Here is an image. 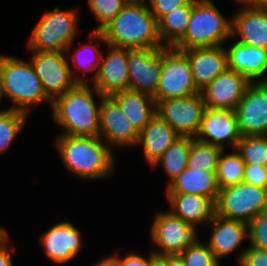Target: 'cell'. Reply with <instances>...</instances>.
Wrapping results in <instances>:
<instances>
[{"label":"cell","instance_id":"13","mask_svg":"<svg viewBox=\"0 0 267 266\" xmlns=\"http://www.w3.org/2000/svg\"><path fill=\"white\" fill-rule=\"evenodd\" d=\"M129 90L155 97L162 69V48L128 49Z\"/></svg>","mask_w":267,"mask_h":266},{"label":"cell","instance_id":"44","mask_svg":"<svg viewBox=\"0 0 267 266\" xmlns=\"http://www.w3.org/2000/svg\"><path fill=\"white\" fill-rule=\"evenodd\" d=\"M94 266H119V263L115 257L109 256Z\"/></svg>","mask_w":267,"mask_h":266},{"label":"cell","instance_id":"20","mask_svg":"<svg viewBox=\"0 0 267 266\" xmlns=\"http://www.w3.org/2000/svg\"><path fill=\"white\" fill-rule=\"evenodd\" d=\"M232 37L238 42L267 50V8L247 6L231 20Z\"/></svg>","mask_w":267,"mask_h":266},{"label":"cell","instance_id":"42","mask_svg":"<svg viewBox=\"0 0 267 266\" xmlns=\"http://www.w3.org/2000/svg\"><path fill=\"white\" fill-rule=\"evenodd\" d=\"M160 259L166 266H186L180 255H167Z\"/></svg>","mask_w":267,"mask_h":266},{"label":"cell","instance_id":"38","mask_svg":"<svg viewBox=\"0 0 267 266\" xmlns=\"http://www.w3.org/2000/svg\"><path fill=\"white\" fill-rule=\"evenodd\" d=\"M241 266H267V251L249 247L239 255Z\"/></svg>","mask_w":267,"mask_h":266},{"label":"cell","instance_id":"47","mask_svg":"<svg viewBox=\"0 0 267 266\" xmlns=\"http://www.w3.org/2000/svg\"><path fill=\"white\" fill-rule=\"evenodd\" d=\"M129 1H146V0H129Z\"/></svg>","mask_w":267,"mask_h":266},{"label":"cell","instance_id":"26","mask_svg":"<svg viewBox=\"0 0 267 266\" xmlns=\"http://www.w3.org/2000/svg\"><path fill=\"white\" fill-rule=\"evenodd\" d=\"M110 97L139 133L156 114V102L153 97L146 94L126 90L114 93Z\"/></svg>","mask_w":267,"mask_h":266},{"label":"cell","instance_id":"8","mask_svg":"<svg viewBox=\"0 0 267 266\" xmlns=\"http://www.w3.org/2000/svg\"><path fill=\"white\" fill-rule=\"evenodd\" d=\"M200 93L195 86L187 56L173 47L162 48V69L154 97L156 104L171 98Z\"/></svg>","mask_w":267,"mask_h":266},{"label":"cell","instance_id":"10","mask_svg":"<svg viewBox=\"0 0 267 266\" xmlns=\"http://www.w3.org/2000/svg\"><path fill=\"white\" fill-rule=\"evenodd\" d=\"M205 109L201 92L184 98L166 99L156 104V113L179 136L193 138L199 132Z\"/></svg>","mask_w":267,"mask_h":266},{"label":"cell","instance_id":"45","mask_svg":"<svg viewBox=\"0 0 267 266\" xmlns=\"http://www.w3.org/2000/svg\"><path fill=\"white\" fill-rule=\"evenodd\" d=\"M8 241V237L6 235V231L0 227V246Z\"/></svg>","mask_w":267,"mask_h":266},{"label":"cell","instance_id":"22","mask_svg":"<svg viewBox=\"0 0 267 266\" xmlns=\"http://www.w3.org/2000/svg\"><path fill=\"white\" fill-rule=\"evenodd\" d=\"M213 232L208 247L214 253L216 260L229 255L240 245L248 235V224L240 221L224 219L214 215Z\"/></svg>","mask_w":267,"mask_h":266},{"label":"cell","instance_id":"24","mask_svg":"<svg viewBox=\"0 0 267 266\" xmlns=\"http://www.w3.org/2000/svg\"><path fill=\"white\" fill-rule=\"evenodd\" d=\"M226 52L229 69L244 75L251 83L267 71V50L237 41Z\"/></svg>","mask_w":267,"mask_h":266},{"label":"cell","instance_id":"28","mask_svg":"<svg viewBox=\"0 0 267 266\" xmlns=\"http://www.w3.org/2000/svg\"><path fill=\"white\" fill-rule=\"evenodd\" d=\"M190 148L191 137L180 136L153 165L160 163L164 167L170 179L169 184L187 168Z\"/></svg>","mask_w":267,"mask_h":266},{"label":"cell","instance_id":"41","mask_svg":"<svg viewBox=\"0 0 267 266\" xmlns=\"http://www.w3.org/2000/svg\"><path fill=\"white\" fill-rule=\"evenodd\" d=\"M6 242L0 246V266H13L11 262L10 249L7 247Z\"/></svg>","mask_w":267,"mask_h":266},{"label":"cell","instance_id":"18","mask_svg":"<svg viewBox=\"0 0 267 266\" xmlns=\"http://www.w3.org/2000/svg\"><path fill=\"white\" fill-rule=\"evenodd\" d=\"M182 52L188 58L194 83L199 92L229 69L227 52L221 46L187 49Z\"/></svg>","mask_w":267,"mask_h":266},{"label":"cell","instance_id":"11","mask_svg":"<svg viewBox=\"0 0 267 266\" xmlns=\"http://www.w3.org/2000/svg\"><path fill=\"white\" fill-rule=\"evenodd\" d=\"M195 226L188 225L181 218L175 217L170 211L161 212L155 217L151 236L162 252L153 253L162 258L167 255H180L187 247L197 244Z\"/></svg>","mask_w":267,"mask_h":266},{"label":"cell","instance_id":"43","mask_svg":"<svg viewBox=\"0 0 267 266\" xmlns=\"http://www.w3.org/2000/svg\"><path fill=\"white\" fill-rule=\"evenodd\" d=\"M247 6L267 8V0H239Z\"/></svg>","mask_w":267,"mask_h":266},{"label":"cell","instance_id":"3","mask_svg":"<svg viewBox=\"0 0 267 266\" xmlns=\"http://www.w3.org/2000/svg\"><path fill=\"white\" fill-rule=\"evenodd\" d=\"M57 139L58 152L66 168L80 178H104L112 171L113 153L100 137L61 135Z\"/></svg>","mask_w":267,"mask_h":266},{"label":"cell","instance_id":"7","mask_svg":"<svg viewBox=\"0 0 267 266\" xmlns=\"http://www.w3.org/2000/svg\"><path fill=\"white\" fill-rule=\"evenodd\" d=\"M266 210L267 189L244 182L220 189L215 202V215L246 224Z\"/></svg>","mask_w":267,"mask_h":266},{"label":"cell","instance_id":"39","mask_svg":"<svg viewBox=\"0 0 267 266\" xmlns=\"http://www.w3.org/2000/svg\"><path fill=\"white\" fill-rule=\"evenodd\" d=\"M85 50V51H84ZM86 50H88V52H90V51H93L94 53L93 54H96V55H92V57L93 58H89V59H85V58H78L79 56H81L80 54L81 53H84V52H86ZM90 50V51H89ZM83 51V52H82ZM80 53V54H79ZM76 55H75V58L74 59H72V62L75 64V63H81V61L83 62V64L85 63V60H86V63H87V65H86V63H85V65H84V69L87 71V70H94V69H96L97 68V70H96V72H95V74H94V79L96 78V75H97V71H98V68H99V65H100V62H101V55H100V52L98 51V49L96 48V45L94 46V45H90V44H87V45H85V46H83V47H81L80 49H79V51H77L76 53H75ZM92 54V53H91ZM82 55H84V54H82ZM90 57V56H89ZM79 60H81V61H79ZM78 61V62H77ZM81 66V65H80ZM83 67V66H82Z\"/></svg>","mask_w":267,"mask_h":266},{"label":"cell","instance_id":"1","mask_svg":"<svg viewBox=\"0 0 267 266\" xmlns=\"http://www.w3.org/2000/svg\"><path fill=\"white\" fill-rule=\"evenodd\" d=\"M96 40L127 49H160L158 24L144 1H128L123 9L99 32Z\"/></svg>","mask_w":267,"mask_h":266},{"label":"cell","instance_id":"32","mask_svg":"<svg viewBox=\"0 0 267 266\" xmlns=\"http://www.w3.org/2000/svg\"><path fill=\"white\" fill-rule=\"evenodd\" d=\"M27 115L11 108L0 111V153L10 147L9 145L24 126Z\"/></svg>","mask_w":267,"mask_h":266},{"label":"cell","instance_id":"2","mask_svg":"<svg viewBox=\"0 0 267 266\" xmlns=\"http://www.w3.org/2000/svg\"><path fill=\"white\" fill-rule=\"evenodd\" d=\"M53 118L66 136L99 137L100 105L97 107L89 84H77L52 102Z\"/></svg>","mask_w":267,"mask_h":266},{"label":"cell","instance_id":"16","mask_svg":"<svg viewBox=\"0 0 267 266\" xmlns=\"http://www.w3.org/2000/svg\"><path fill=\"white\" fill-rule=\"evenodd\" d=\"M195 139L223 150V143L227 141L236 148L241 134L235 111L206 108Z\"/></svg>","mask_w":267,"mask_h":266},{"label":"cell","instance_id":"35","mask_svg":"<svg viewBox=\"0 0 267 266\" xmlns=\"http://www.w3.org/2000/svg\"><path fill=\"white\" fill-rule=\"evenodd\" d=\"M250 247L267 251V210L259 213L248 224Z\"/></svg>","mask_w":267,"mask_h":266},{"label":"cell","instance_id":"27","mask_svg":"<svg viewBox=\"0 0 267 266\" xmlns=\"http://www.w3.org/2000/svg\"><path fill=\"white\" fill-rule=\"evenodd\" d=\"M193 8V0L164 15L158 22V35L166 47H173L185 34Z\"/></svg>","mask_w":267,"mask_h":266},{"label":"cell","instance_id":"12","mask_svg":"<svg viewBox=\"0 0 267 266\" xmlns=\"http://www.w3.org/2000/svg\"><path fill=\"white\" fill-rule=\"evenodd\" d=\"M235 113L241 136L267 135V79L247 86Z\"/></svg>","mask_w":267,"mask_h":266},{"label":"cell","instance_id":"40","mask_svg":"<svg viewBox=\"0 0 267 266\" xmlns=\"http://www.w3.org/2000/svg\"><path fill=\"white\" fill-rule=\"evenodd\" d=\"M119 266H151L158 257L152 252L149 258H143L140 255L128 254L123 260L115 257Z\"/></svg>","mask_w":267,"mask_h":266},{"label":"cell","instance_id":"4","mask_svg":"<svg viewBox=\"0 0 267 266\" xmlns=\"http://www.w3.org/2000/svg\"><path fill=\"white\" fill-rule=\"evenodd\" d=\"M0 94L13 101L11 109L28 114L30 106L49 100L31 62L0 55Z\"/></svg>","mask_w":267,"mask_h":266},{"label":"cell","instance_id":"31","mask_svg":"<svg viewBox=\"0 0 267 266\" xmlns=\"http://www.w3.org/2000/svg\"><path fill=\"white\" fill-rule=\"evenodd\" d=\"M236 150L245 164L267 167V135L241 136Z\"/></svg>","mask_w":267,"mask_h":266},{"label":"cell","instance_id":"34","mask_svg":"<svg viewBox=\"0 0 267 266\" xmlns=\"http://www.w3.org/2000/svg\"><path fill=\"white\" fill-rule=\"evenodd\" d=\"M186 266H218L214 253L201 242L187 247L181 254Z\"/></svg>","mask_w":267,"mask_h":266},{"label":"cell","instance_id":"6","mask_svg":"<svg viewBox=\"0 0 267 266\" xmlns=\"http://www.w3.org/2000/svg\"><path fill=\"white\" fill-rule=\"evenodd\" d=\"M75 10L46 12L35 26L29 49L35 52H66L70 49L77 29Z\"/></svg>","mask_w":267,"mask_h":266},{"label":"cell","instance_id":"14","mask_svg":"<svg viewBox=\"0 0 267 266\" xmlns=\"http://www.w3.org/2000/svg\"><path fill=\"white\" fill-rule=\"evenodd\" d=\"M110 51L102 59L94 79V91L99 97L129 90L128 49L108 45Z\"/></svg>","mask_w":267,"mask_h":266},{"label":"cell","instance_id":"37","mask_svg":"<svg viewBox=\"0 0 267 266\" xmlns=\"http://www.w3.org/2000/svg\"><path fill=\"white\" fill-rule=\"evenodd\" d=\"M191 0H149V10L157 22L166 14L181 6H186Z\"/></svg>","mask_w":267,"mask_h":266},{"label":"cell","instance_id":"5","mask_svg":"<svg viewBox=\"0 0 267 266\" xmlns=\"http://www.w3.org/2000/svg\"><path fill=\"white\" fill-rule=\"evenodd\" d=\"M232 22L220 13L211 0H193L191 18L184 36L173 46L177 50L221 46L232 38Z\"/></svg>","mask_w":267,"mask_h":266},{"label":"cell","instance_id":"9","mask_svg":"<svg viewBox=\"0 0 267 266\" xmlns=\"http://www.w3.org/2000/svg\"><path fill=\"white\" fill-rule=\"evenodd\" d=\"M33 52L31 64L51 102L77 84H87L82 78H73L63 52Z\"/></svg>","mask_w":267,"mask_h":266},{"label":"cell","instance_id":"46","mask_svg":"<svg viewBox=\"0 0 267 266\" xmlns=\"http://www.w3.org/2000/svg\"><path fill=\"white\" fill-rule=\"evenodd\" d=\"M151 266H166V264L158 258Z\"/></svg>","mask_w":267,"mask_h":266},{"label":"cell","instance_id":"25","mask_svg":"<svg viewBox=\"0 0 267 266\" xmlns=\"http://www.w3.org/2000/svg\"><path fill=\"white\" fill-rule=\"evenodd\" d=\"M175 217L181 218L188 225L212 221L215 215V202L209 198L194 194H167Z\"/></svg>","mask_w":267,"mask_h":266},{"label":"cell","instance_id":"29","mask_svg":"<svg viewBox=\"0 0 267 266\" xmlns=\"http://www.w3.org/2000/svg\"><path fill=\"white\" fill-rule=\"evenodd\" d=\"M223 154L224 150L220 155L216 169V180L219 189L242 183L246 165L238 152L225 156Z\"/></svg>","mask_w":267,"mask_h":266},{"label":"cell","instance_id":"17","mask_svg":"<svg viewBox=\"0 0 267 266\" xmlns=\"http://www.w3.org/2000/svg\"><path fill=\"white\" fill-rule=\"evenodd\" d=\"M101 136L104 137L107 145L117 144L119 146L135 145L139 139V132L110 96L102 97L100 103L99 137Z\"/></svg>","mask_w":267,"mask_h":266},{"label":"cell","instance_id":"19","mask_svg":"<svg viewBox=\"0 0 267 266\" xmlns=\"http://www.w3.org/2000/svg\"><path fill=\"white\" fill-rule=\"evenodd\" d=\"M40 241L47 256L59 264L73 259L81 247L80 231L66 221L43 233Z\"/></svg>","mask_w":267,"mask_h":266},{"label":"cell","instance_id":"36","mask_svg":"<svg viewBox=\"0 0 267 266\" xmlns=\"http://www.w3.org/2000/svg\"><path fill=\"white\" fill-rule=\"evenodd\" d=\"M243 182L249 185L267 189V167L258 164H246Z\"/></svg>","mask_w":267,"mask_h":266},{"label":"cell","instance_id":"30","mask_svg":"<svg viewBox=\"0 0 267 266\" xmlns=\"http://www.w3.org/2000/svg\"><path fill=\"white\" fill-rule=\"evenodd\" d=\"M222 151L223 149L219 147L191 137L187 167L190 169H203L206 172H216Z\"/></svg>","mask_w":267,"mask_h":266},{"label":"cell","instance_id":"33","mask_svg":"<svg viewBox=\"0 0 267 266\" xmlns=\"http://www.w3.org/2000/svg\"><path fill=\"white\" fill-rule=\"evenodd\" d=\"M129 0H89L94 15L101 22L95 31H101L128 3Z\"/></svg>","mask_w":267,"mask_h":266},{"label":"cell","instance_id":"23","mask_svg":"<svg viewBox=\"0 0 267 266\" xmlns=\"http://www.w3.org/2000/svg\"><path fill=\"white\" fill-rule=\"evenodd\" d=\"M220 189L216 172L186 168L167 186V194H194L216 202Z\"/></svg>","mask_w":267,"mask_h":266},{"label":"cell","instance_id":"21","mask_svg":"<svg viewBox=\"0 0 267 266\" xmlns=\"http://www.w3.org/2000/svg\"><path fill=\"white\" fill-rule=\"evenodd\" d=\"M180 136L157 113L139 133L138 145L143 146L144 155L151 166Z\"/></svg>","mask_w":267,"mask_h":266},{"label":"cell","instance_id":"15","mask_svg":"<svg viewBox=\"0 0 267 266\" xmlns=\"http://www.w3.org/2000/svg\"><path fill=\"white\" fill-rule=\"evenodd\" d=\"M250 83L244 75L227 69L201 91L206 108L235 111Z\"/></svg>","mask_w":267,"mask_h":266}]
</instances>
